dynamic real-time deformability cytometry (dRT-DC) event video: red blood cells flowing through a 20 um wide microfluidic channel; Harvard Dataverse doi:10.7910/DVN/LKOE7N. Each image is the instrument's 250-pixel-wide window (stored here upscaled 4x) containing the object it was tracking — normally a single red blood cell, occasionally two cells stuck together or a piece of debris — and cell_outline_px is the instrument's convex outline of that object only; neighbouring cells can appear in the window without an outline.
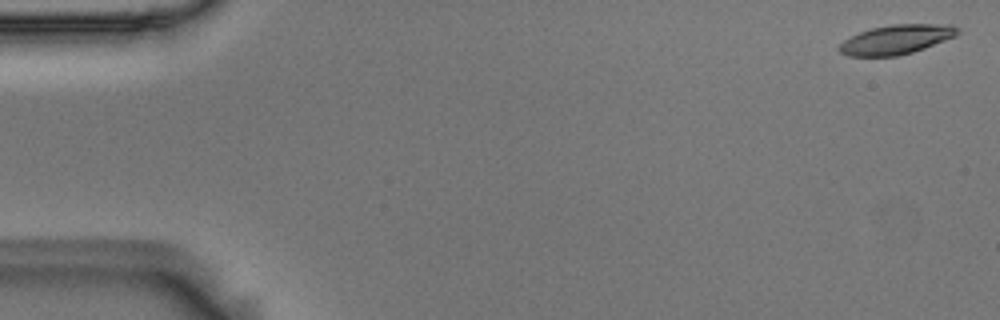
{"species": "Egyptian fruit bat (a non-hibernating species)", "species_latin": "Rousettus aegyptiacus", "temperature_condition": "room temperature", "stored_images_in_passage": 5, "camera_frame_rate_fps": 3000, "um_per_image_px": 0.085, "animal": {"sex": "male"}, "frame": {"image": 1, "passage_image": 1, "time_ms": 0.0, "image_size_px": [1000, 320], "cell_outline_px": [[960, 32], [956, 36], [924, 48], [912, 52], [896, 56], [848, 56], [840, 52], [836, 48], [844, 40], [860, 32], [872, 28], [892, 24], [952, 24]], "centroid_in_image_um": [76.18, 3.36], "position_along_channel_um": 8.8, "area_um2": 20.17}}
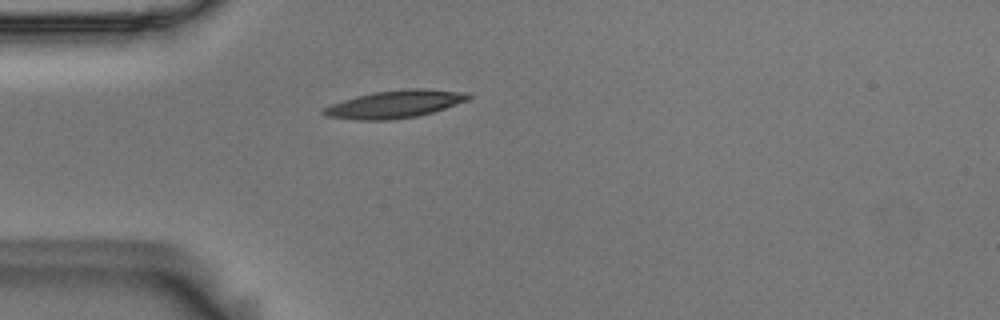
{"frame": {"image": 2, "passage_image": 5, "time_ms": 1.333, "image_size_px": [1000, 320], "cell_outline_px": [[472, 96], [468, 100], [432, 112], [416, 116], [388, 120], [356, 120], [328, 116], [320, 112], [324, 108], [332, 104], [356, 96], [376, 92], [408, 88], [428, 88], [468, 92]], "centroid_in_image_um": [33.6, 8.84], "position_along_channel_um": 51.4, "area_um2": 23.18}}